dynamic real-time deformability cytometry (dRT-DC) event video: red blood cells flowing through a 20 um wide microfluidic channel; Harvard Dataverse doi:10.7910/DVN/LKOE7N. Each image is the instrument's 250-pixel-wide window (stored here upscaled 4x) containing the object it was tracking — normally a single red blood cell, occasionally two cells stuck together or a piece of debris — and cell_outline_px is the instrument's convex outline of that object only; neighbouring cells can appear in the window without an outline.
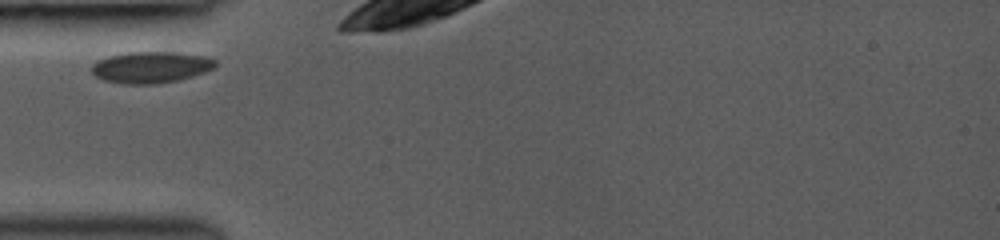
{"species": "common noctule bat (a hibernating species)", "species_latin": "Nyctalus noctula", "temperature_condition": "room temperature", "stored_images_in_passage": 3, "camera_frame_rate_fps": 3000, "um_per_image_px": 0.085, "animal": {"sex": "female", "body_mass_g": 19.0, "forearm_length_mm": 53.3}, "frame": {"image": 1, "passage_image": 1, "time_ms": 0.0, "image_size_px": [1000, 240], "cell_outline_px": [[216, 68], [192, 76], [176, 80], [156, 84], [120, 84], [104, 80], [96, 76], [92, 72], [92, 64], [96, 60], [108, 56], [128, 52], [176, 52], [204, 56], [216, 60]], "centroid_in_image_um": [12.81, 5.71], "position_along_channel_um": 72.2, "area_um2": 22.72}}